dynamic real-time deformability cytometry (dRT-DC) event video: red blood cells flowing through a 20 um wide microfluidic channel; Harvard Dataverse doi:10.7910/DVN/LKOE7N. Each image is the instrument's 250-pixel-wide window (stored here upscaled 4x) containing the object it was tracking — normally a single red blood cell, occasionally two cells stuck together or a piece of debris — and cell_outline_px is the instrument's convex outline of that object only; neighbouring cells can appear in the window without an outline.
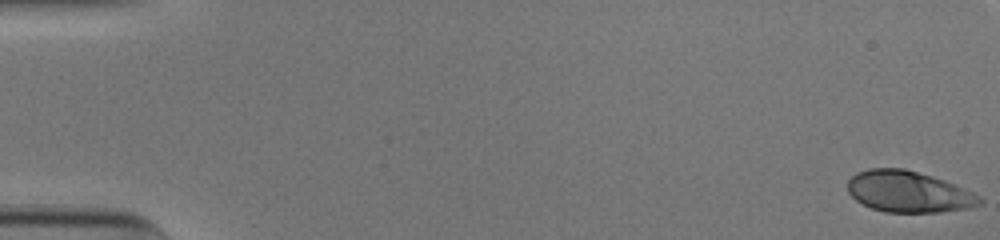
{"species": "human", "species_latin": "Homo sapiens", "temperature_condition": "cold", "stored_images_in_passage": 53, "camera_frame_rate_fps": 3000, "um_per_image_px": 0.085, "donor": {"sex": "male"}, "frame": {"image": 1, "passage_image": 1, "time_ms": 0.0, "image_size_px": [1000, 240], "cell_outline_px": [[984, 200], [980, 204], [968, 208], [940, 212], [884, 212], [872, 208], [856, 200], [848, 192], [848, 180], [856, 172], [868, 168], [904, 168], [932, 176], [944, 180], [972, 192], [980, 196]], "centroid_in_image_um": [77.21, 16.29], "position_along_channel_um": 7.8, "area_um2": 31.67}}
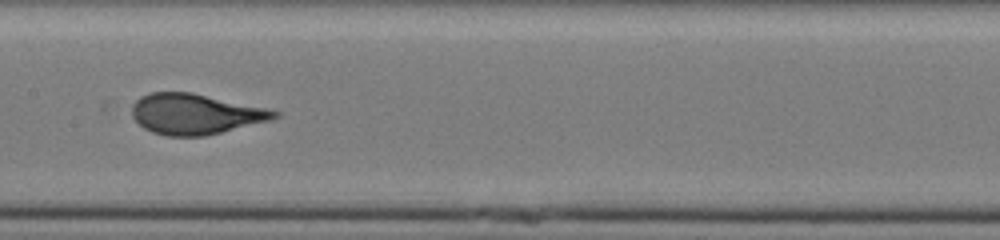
{"frame": {"image": 2, "passage_image": 28, "time_ms": 9.0, "image_size_px": [1000, 240], "cell_outline_px": [[280, 116], [272, 120], [204, 136], [168, 136], [152, 132], [144, 128], [132, 116], [132, 104], [140, 96], [152, 92], [192, 92], [268, 108], [280, 112]], "centroid_in_image_um": [16.62, 9.68], "position_along_channel_um": 190.8, "area_um2": 33.7}}
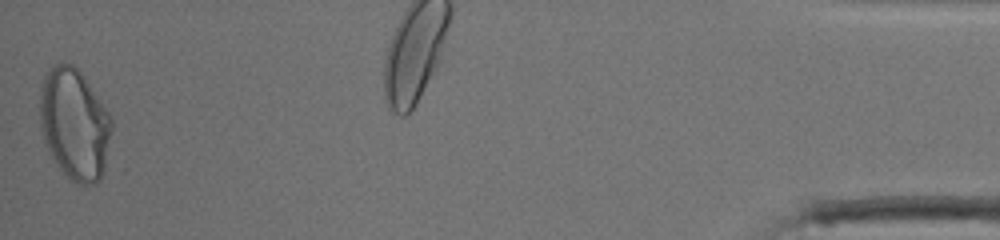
{"frame": {"image": 3, "passage_image": 53, "time_ms": 17.333, "image_size_px": [1000, 240], "cell_outline_px": [[112, 128], [104, 168], [100, 180], [96, 184], [80, 184], [72, 180], [60, 168], [48, 152], [44, 140], [40, 124], [40, 84], [44, 76], [52, 64], [72, 64], [84, 76], [112, 116]], "centroid_in_image_um": [6.33, 10.53], "position_along_channel_um": 428.9, "area_um2": 46.53}, "authors_computed_cell_mechanics": {"area_um2": 33.1194, "velocity_mm_per_s": 3.9053, "shape_relaxation_time_tau1_ms": 5.5204, "shape_relaxation_time_tau2_ms": null, "deformation_change_tau1": 0.212, "deformation_change_tau2": null}}